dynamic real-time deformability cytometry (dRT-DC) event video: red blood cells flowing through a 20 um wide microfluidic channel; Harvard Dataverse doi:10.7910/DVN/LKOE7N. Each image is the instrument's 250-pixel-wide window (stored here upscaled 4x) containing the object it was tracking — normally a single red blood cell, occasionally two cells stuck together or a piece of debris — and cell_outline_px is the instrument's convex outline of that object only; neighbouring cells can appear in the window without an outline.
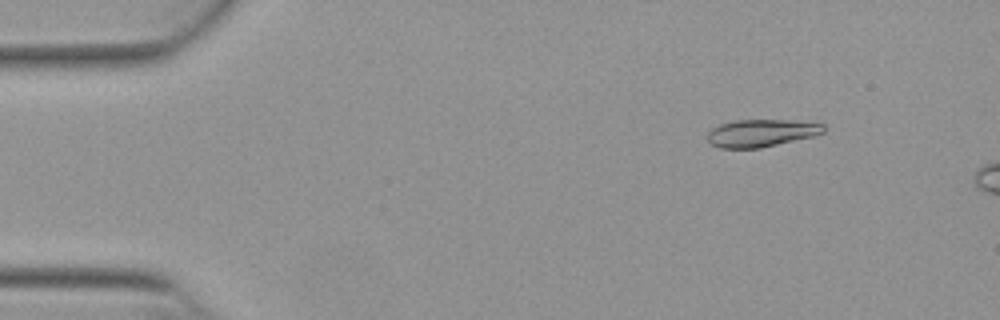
{"species": "Egyptian fruit bat (a non-hibernating species)", "species_latin": "Rousettus aegyptiacus", "temperature_condition": "warm", "stored_images_in_passage": 7, "camera_frame_rate_fps": 3000, "um_per_image_px": 0.085, "animal": {"sex": "female"}, "frame": {"image": 1, "passage_image": 2, "time_ms": 0.333, "image_size_px": [1000, 320], "cell_outline_px": [[824, 132], [816, 136], [760, 148], [720, 148], [712, 144], [708, 140], [708, 132], [712, 128], [720, 124], [736, 120], [788, 120], [824, 124]], "centroid_in_image_um": [64.72, 11.31], "position_along_channel_um": 20.3, "area_um2": 18.55}}